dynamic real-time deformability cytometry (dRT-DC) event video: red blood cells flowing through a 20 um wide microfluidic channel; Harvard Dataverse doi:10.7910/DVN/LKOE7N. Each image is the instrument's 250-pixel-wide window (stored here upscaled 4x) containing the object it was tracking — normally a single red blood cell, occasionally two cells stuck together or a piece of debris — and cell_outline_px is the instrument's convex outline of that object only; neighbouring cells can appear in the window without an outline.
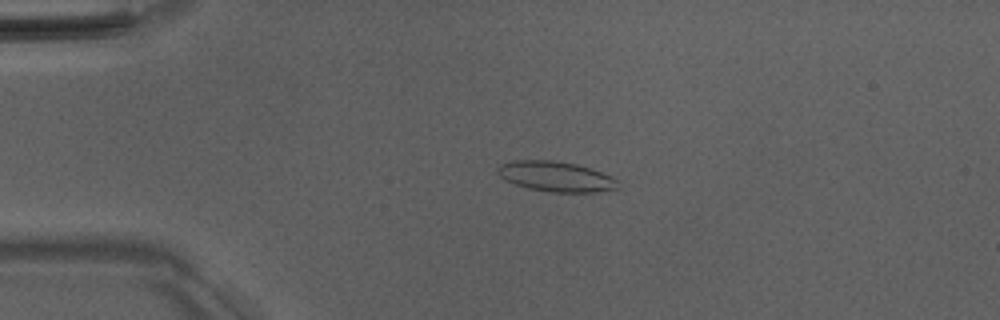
{"species": "Egyptian fruit bat (a non-hibernating species)", "species_latin": "Rousettus aegyptiacus", "temperature_condition": "room temperature", "stored_images_in_passage": 51, "camera_frame_rate_fps": 3000, "um_per_image_px": 0.085, "animal": {"sex": "male"}, "frame": {"image": 1, "passage_image": 12, "time_ms": 3.667, "image_size_px": [1000, 320], "cell_outline_px": [[620, 188], [596, 192], [552, 192], [528, 188], [504, 180], [496, 172], [496, 168], [500, 164], [508, 160], [552, 160], [576, 164], [612, 176], [616, 180]], "centroid_in_image_um": [47.2, 15.0], "position_along_channel_um": 37.8, "area_um2": 21.21}}
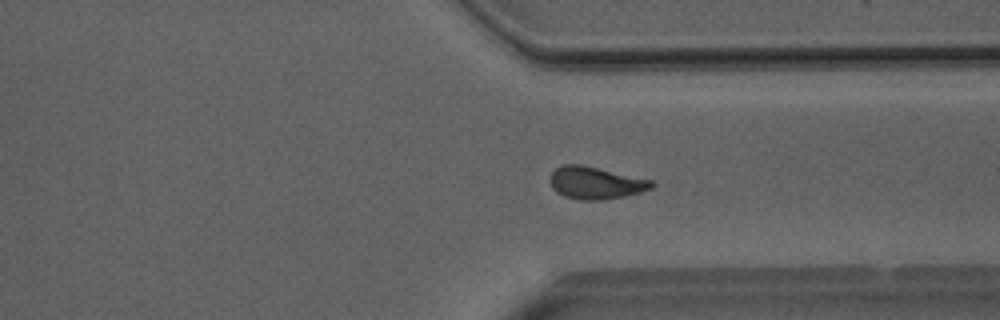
{"frame": {"image": 2, "passage_image": 39, "time_ms": 12.667, "image_size_px": [1000, 320], "cell_outline_px": [[656, 184], [652, 188], [640, 192], [624, 196], [604, 200], [580, 200], [564, 196], [556, 192], [552, 188], [548, 180], [552, 172], [556, 168], [564, 164], [580, 164], [652, 180]], "centroid_in_image_um": [50.6, 15.55], "position_along_channel_um": 360.8, "area_um2": 19.19}}
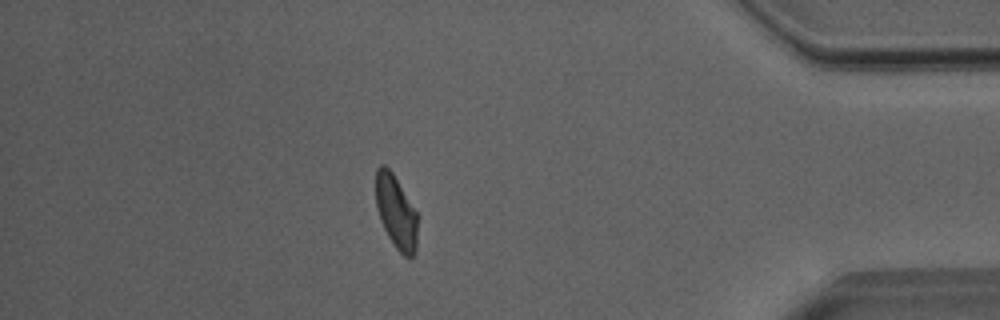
{"frame": {"image": 3, "passage_image": 45, "time_ms": 14.667, "image_size_px": [1000, 320], "cell_outline_px": [[416, 248], [412, 256], [408, 260], [396, 248], [388, 236], [380, 220], [376, 204], [376, 168], [380, 164], [384, 164], [392, 172], [416, 212]], "centroid_in_image_um": [33.64, 18.02], "position_along_channel_um": 401.6, "area_um2": 17.51}, "authors_computed_cell_mechanics": {"area_um2": 19.1896, "velocity_mm_per_s": 4.0129, "shape_relaxation_time_tau1_ms": 11.1478, "shape_relaxation_time_tau2_ms": 2.5453, "deformation_change_tau1": 0.2505, "deformation_change_tau2": 0.0892}}